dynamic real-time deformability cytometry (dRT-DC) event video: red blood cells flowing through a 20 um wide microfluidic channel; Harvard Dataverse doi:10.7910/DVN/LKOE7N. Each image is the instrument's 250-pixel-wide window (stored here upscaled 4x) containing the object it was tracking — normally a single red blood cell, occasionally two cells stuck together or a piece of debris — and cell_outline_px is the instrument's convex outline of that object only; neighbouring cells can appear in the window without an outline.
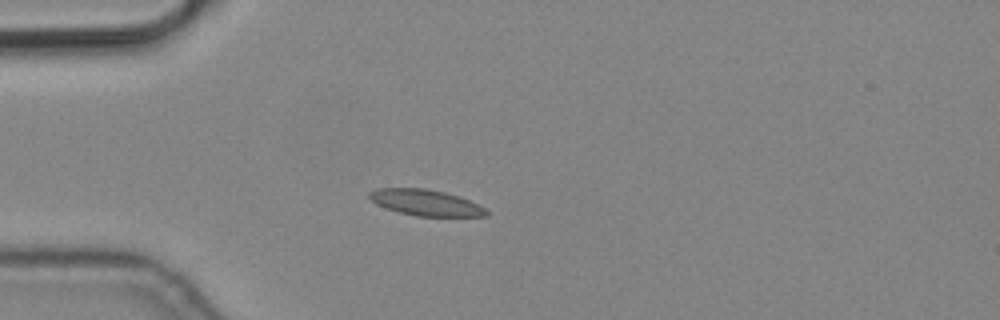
{"species": "common noctule bat (a hibernating species)", "species_latin": "Nyctalus noctula", "temperature_condition": "cold", "stored_images_in_passage": 6, "camera_frame_rate_fps": 3000, "um_per_image_px": 0.085, "animal": {"sex": "male", "body_mass_g": 19.2, "forearm_length_mm": 51.8}, "frame": {"image": 1, "passage_image": 3, "time_ms": 0.667, "image_size_px": [1000, 320], "cell_outline_px": [[488, 216], [416, 216], [400, 212], [376, 204], [368, 196], [368, 192], [376, 188], [424, 188], [444, 192], [460, 196], [484, 208], [488, 212]], "centroid_in_image_um": [36.16, 17.21], "position_along_channel_um": 48.8, "area_um2": 17.57}}
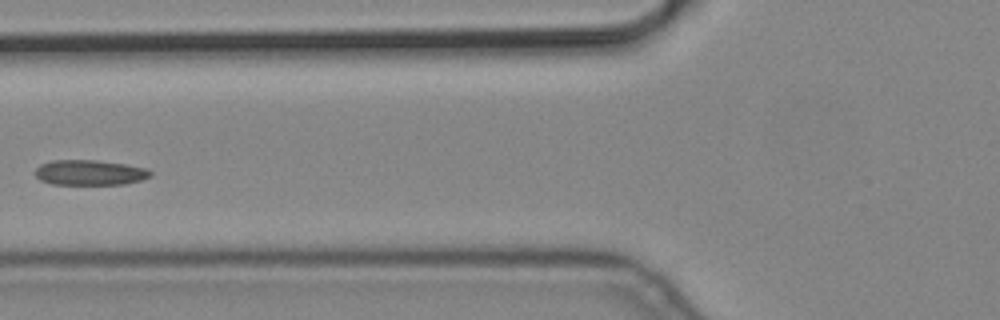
{"frame": {"image": 2, "passage_image": 5, "time_ms": 1.333, "image_size_px": [1000, 320], "cell_outline_px": [[152, 176], [140, 180], [124, 184], [52, 184], [40, 180], [36, 176], [36, 168], [40, 164], [52, 160], [96, 160], [124, 164], [144, 168], [152, 172]], "centroid_in_image_um": [7.61, 14.67], "position_along_channel_um": 118.2, "area_um2": 16.82}}
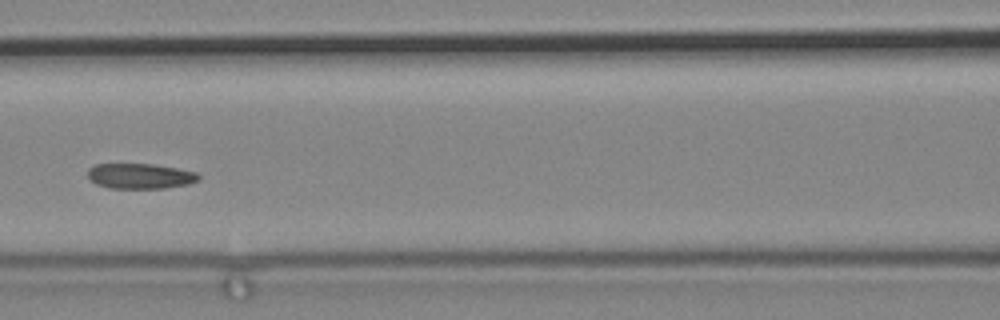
{"frame": {"image": 3, "passage_image": 6, "time_ms": 1.667, "image_size_px": [1000, 320], "cell_outline_px": [[200, 180], [188, 184], [164, 188], [108, 188], [96, 184], [88, 180], [88, 168], [96, 164], [152, 164], [176, 168], [196, 172], [200, 176]], "centroid_in_image_um": [11.89, 14.97], "position_along_channel_um": 154.7, "area_um2": 16.42}}